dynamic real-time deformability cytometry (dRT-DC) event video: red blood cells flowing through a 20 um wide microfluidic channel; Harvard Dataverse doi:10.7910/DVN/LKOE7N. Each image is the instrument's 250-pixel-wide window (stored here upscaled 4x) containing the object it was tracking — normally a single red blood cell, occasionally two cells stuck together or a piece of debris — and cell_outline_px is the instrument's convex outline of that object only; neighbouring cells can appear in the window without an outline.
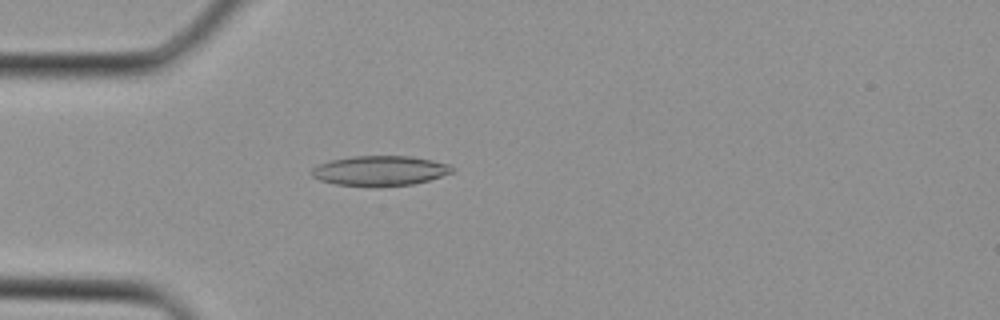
{"species": "Egyptian fruit bat (a non-hibernating species)", "species_latin": "Rousettus aegyptiacus", "temperature_condition": "cold", "stored_images_in_passage": 35, "camera_frame_rate_fps": 3000, "um_per_image_px": 0.085, "animal": {"sex": "female"}, "frame": {"image": 1, "passage_image": 10, "time_ms": 3.0, "image_size_px": [1000, 320], "cell_outline_px": [[456, 168], [452, 172], [428, 180], [412, 184], [380, 188], [336, 184], [320, 180], [312, 176], [308, 172], [312, 168], [320, 164], [332, 160], [352, 156], [412, 156], [432, 160], [448, 164]], "centroid_in_image_um": [32.28, 14.53], "position_along_channel_um": 52.7, "area_um2": 24.8}}
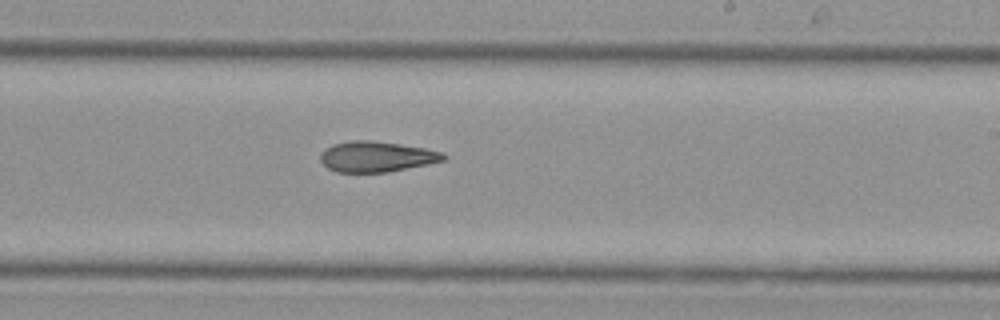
{"frame": {"image": 2, "passage_image": 21, "time_ms": 6.667, "image_size_px": [1000, 320], "cell_outline_px": [[448, 156], [444, 160], [428, 164], [388, 172], [336, 172], [328, 168], [320, 160], [320, 156], [324, 148], [332, 144], [352, 140], [368, 140], [400, 144], [424, 148], [440, 152]], "centroid_in_image_um": [31.98, 13.31], "position_along_channel_um": 257.0, "area_um2": 21.85}}
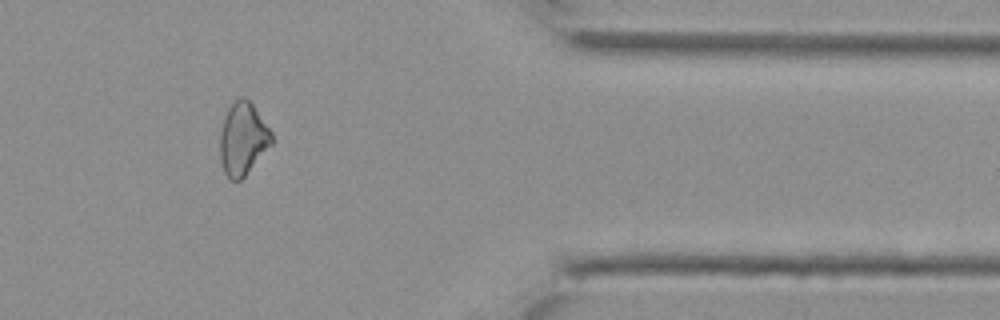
{"frame": {"image": 3, "passage_image": 29, "time_ms": 9.333, "image_size_px": [1000, 320], "cell_outline_px": [[272, 144], [244, 176], [240, 180], [228, 180], [224, 172], [220, 160], [220, 132], [224, 116], [228, 108], [240, 96], [244, 96], [252, 104], [272, 132]], "centroid_in_image_um": [20.62, 11.8], "position_along_channel_um": 390.8, "area_um2": 21.73}}